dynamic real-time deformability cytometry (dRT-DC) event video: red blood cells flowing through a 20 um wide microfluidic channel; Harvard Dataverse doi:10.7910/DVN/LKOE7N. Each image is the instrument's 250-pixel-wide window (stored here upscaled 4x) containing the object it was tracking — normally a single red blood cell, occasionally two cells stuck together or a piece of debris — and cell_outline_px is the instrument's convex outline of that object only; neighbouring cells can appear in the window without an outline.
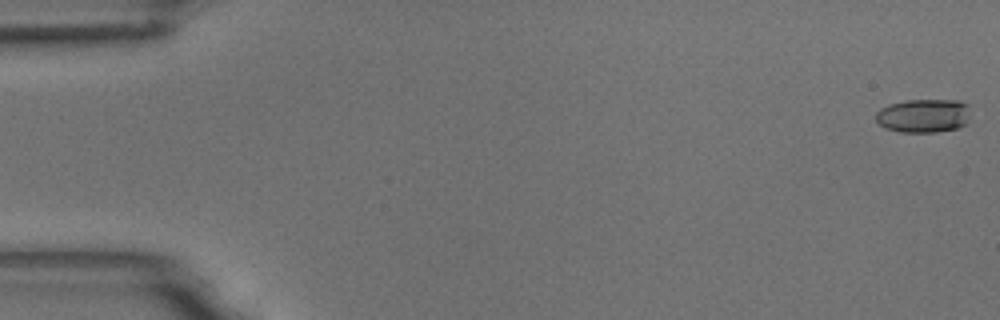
{"species": "common noctule bat (a hibernating species)", "species_latin": "Nyctalus noctula", "temperature_condition": "room temperature", "stored_images_in_passage": 4, "camera_frame_rate_fps": 3000, "um_per_image_px": 0.085, "animal": {"sex": "male", "body_mass_g": 18.8}, "frame": {"image": 1, "passage_image": 1, "time_ms": 0.0, "image_size_px": [1000, 320], "cell_outline_px": [[968, 120], [964, 124], [956, 128], [936, 132], [900, 132], [884, 128], [876, 120], [876, 112], [880, 108], [888, 104], [908, 100], [960, 100], [968, 104]], "centroid_in_image_um": [78.47, 9.83], "position_along_channel_um": 6.5, "area_um2": 18.61}}